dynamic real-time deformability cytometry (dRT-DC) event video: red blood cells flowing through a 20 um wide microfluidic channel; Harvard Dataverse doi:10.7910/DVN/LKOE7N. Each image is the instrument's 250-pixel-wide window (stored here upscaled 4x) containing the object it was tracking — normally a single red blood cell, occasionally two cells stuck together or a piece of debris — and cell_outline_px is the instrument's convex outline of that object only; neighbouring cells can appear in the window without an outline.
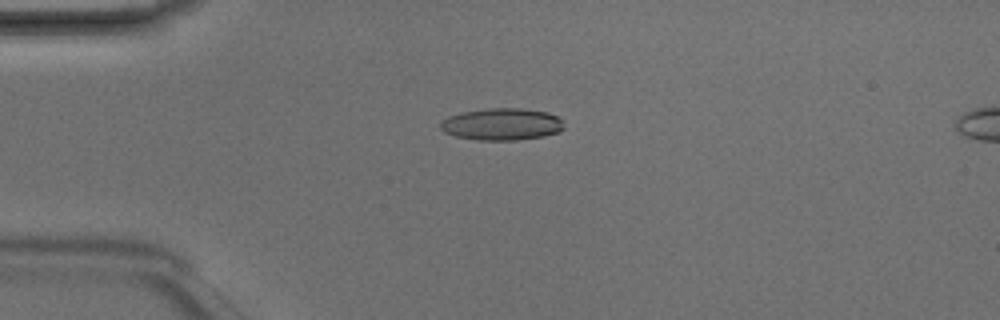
{"species": "Egyptian fruit bat (a non-hibernating species)", "species_latin": "Rousettus aegyptiacus", "temperature_condition": "room temperature", "stored_images_in_passage": 6, "camera_frame_rate_fps": 3000, "um_per_image_px": 0.085, "animal": {"sex": "male"}, "frame": {"image": 1, "passage_image": 4, "time_ms": 1.0, "image_size_px": [1000, 320], "cell_outline_px": [[564, 128], [560, 132], [544, 136], [516, 140], [476, 140], [456, 136], [444, 132], [440, 128], [440, 124], [448, 116], [464, 112], [488, 108], [524, 108], [548, 112], [564, 120]], "centroid_in_image_um": [42.7, 10.56], "position_along_channel_um": 42.3, "area_um2": 23.18}}